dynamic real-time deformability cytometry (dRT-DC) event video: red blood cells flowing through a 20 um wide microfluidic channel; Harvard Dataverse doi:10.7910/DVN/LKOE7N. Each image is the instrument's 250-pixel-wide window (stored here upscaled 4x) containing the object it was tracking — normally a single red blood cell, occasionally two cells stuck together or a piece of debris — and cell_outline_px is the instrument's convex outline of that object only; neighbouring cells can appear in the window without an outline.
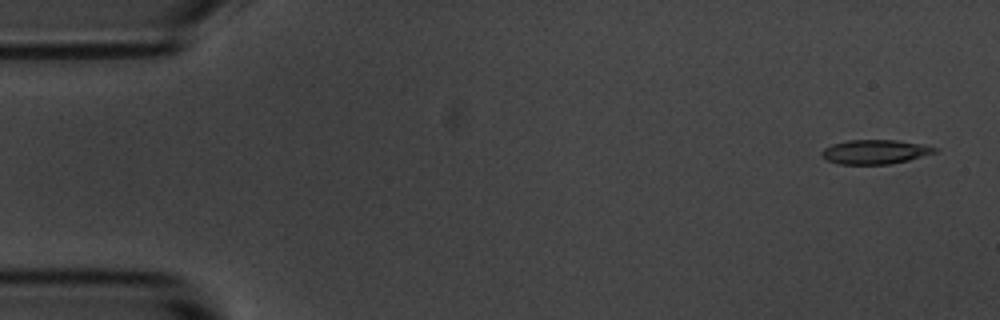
{"species": "common noctule bat (a hibernating species)", "species_latin": "Nyctalus noctula", "temperature_condition": "room temperature", "stored_images_in_passage": 7, "camera_frame_rate_fps": 3000, "um_per_image_px": 0.085, "animal": {"sex": "male", "body_mass_g": 20.1, "forearm_length_mm": 53.5}, "frame": {"image": 1, "passage_image": 1, "time_ms": 0.0, "image_size_px": [1000, 320], "cell_outline_px": [[940, 148], [936, 152], [908, 160], [888, 164], [840, 164], [828, 160], [820, 156], [820, 152], [824, 148], [832, 144], [848, 140], [896, 140], [924, 144]], "centroid_in_image_um": [74.38, 12.9], "position_along_channel_um": 10.6, "area_um2": 16.01}}
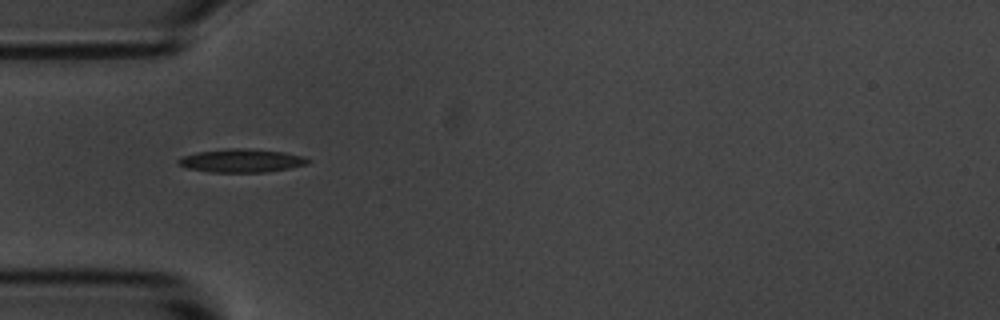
{"frame": {"image": 2, "passage_image": 5, "time_ms": 4.667, "image_size_px": [1000, 320], "cell_outline_px": [[312, 160], [308, 164], [268, 172], [208, 172], [184, 168], [176, 164], [176, 160], [180, 156], [196, 152], [228, 148], [248, 148], [284, 152], [304, 156]], "centroid_in_image_um": [20.47, 13.65], "position_along_channel_um": 64.5, "area_um2": 18.03}}
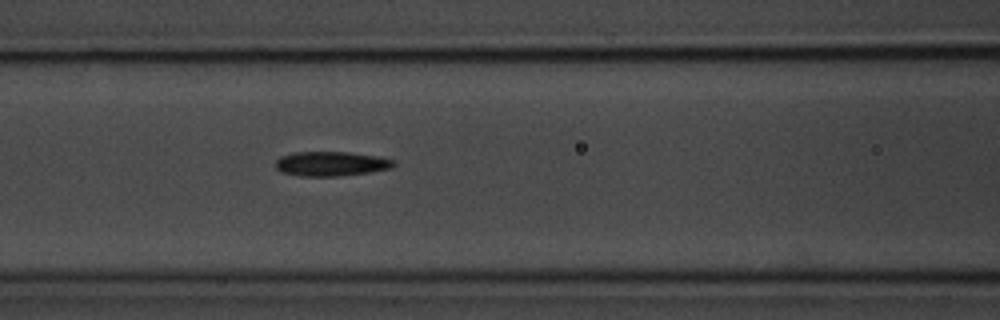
{"frame": {"image": 3, "passage_image": 7, "time_ms": 6.667, "image_size_px": [1000, 320], "cell_outline_px": [[396, 164], [392, 168], [368, 172], [336, 176], [300, 176], [280, 172], [276, 168], [276, 160], [280, 156], [292, 152], [348, 152], [380, 156], [396, 160]], "centroid_in_image_um": [28.15, 13.91], "position_along_channel_um": 138.5, "area_um2": 17.05}}